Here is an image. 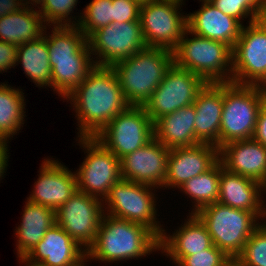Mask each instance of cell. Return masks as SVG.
Here are the masks:
<instances>
[{"instance_id": "6da1fadb", "label": "cell", "mask_w": 266, "mask_h": 266, "mask_svg": "<svg viewBox=\"0 0 266 266\" xmlns=\"http://www.w3.org/2000/svg\"><path fill=\"white\" fill-rule=\"evenodd\" d=\"M77 122V137H95L116 115L130 105L126 102L112 67L95 66L65 99Z\"/></svg>"}, {"instance_id": "7a4b0ae2", "label": "cell", "mask_w": 266, "mask_h": 266, "mask_svg": "<svg viewBox=\"0 0 266 266\" xmlns=\"http://www.w3.org/2000/svg\"><path fill=\"white\" fill-rule=\"evenodd\" d=\"M159 251L160 240L149 228L104 214L95 243L87 250V262L140 260Z\"/></svg>"}, {"instance_id": "3957f363", "label": "cell", "mask_w": 266, "mask_h": 266, "mask_svg": "<svg viewBox=\"0 0 266 266\" xmlns=\"http://www.w3.org/2000/svg\"><path fill=\"white\" fill-rule=\"evenodd\" d=\"M173 63V51L146 47L111 67L118 77L126 102L130 106H144Z\"/></svg>"}, {"instance_id": "277c9868", "label": "cell", "mask_w": 266, "mask_h": 266, "mask_svg": "<svg viewBox=\"0 0 266 266\" xmlns=\"http://www.w3.org/2000/svg\"><path fill=\"white\" fill-rule=\"evenodd\" d=\"M173 62L207 83L232 82V48L224 42L195 35L188 29L173 50Z\"/></svg>"}, {"instance_id": "5b68a950", "label": "cell", "mask_w": 266, "mask_h": 266, "mask_svg": "<svg viewBox=\"0 0 266 266\" xmlns=\"http://www.w3.org/2000/svg\"><path fill=\"white\" fill-rule=\"evenodd\" d=\"M265 101L263 86L224 83L219 149L233 141L253 138L257 116Z\"/></svg>"}, {"instance_id": "8992f818", "label": "cell", "mask_w": 266, "mask_h": 266, "mask_svg": "<svg viewBox=\"0 0 266 266\" xmlns=\"http://www.w3.org/2000/svg\"><path fill=\"white\" fill-rule=\"evenodd\" d=\"M195 215L206 226L213 245L224 251L233 261L242 252L252 233L263 223L254 212L218 202L202 207Z\"/></svg>"}, {"instance_id": "52a82bcc", "label": "cell", "mask_w": 266, "mask_h": 266, "mask_svg": "<svg viewBox=\"0 0 266 266\" xmlns=\"http://www.w3.org/2000/svg\"><path fill=\"white\" fill-rule=\"evenodd\" d=\"M156 189L159 190L151 185L121 179L103 200L104 214L144 225L160 239L165 226L157 218L160 215L157 214Z\"/></svg>"}, {"instance_id": "ba28073f", "label": "cell", "mask_w": 266, "mask_h": 266, "mask_svg": "<svg viewBox=\"0 0 266 266\" xmlns=\"http://www.w3.org/2000/svg\"><path fill=\"white\" fill-rule=\"evenodd\" d=\"M84 151L82 164L75 171L77 189L101 200L121 177L120 159L95 137H77Z\"/></svg>"}, {"instance_id": "9c48e42d", "label": "cell", "mask_w": 266, "mask_h": 266, "mask_svg": "<svg viewBox=\"0 0 266 266\" xmlns=\"http://www.w3.org/2000/svg\"><path fill=\"white\" fill-rule=\"evenodd\" d=\"M232 83L266 87V24L244 25L232 48Z\"/></svg>"}, {"instance_id": "30bf717a", "label": "cell", "mask_w": 266, "mask_h": 266, "mask_svg": "<svg viewBox=\"0 0 266 266\" xmlns=\"http://www.w3.org/2000/svg\"><path fill=\"white\" fill-rule=\"evenodd\" d=\"M95 138L121 159L154 138V123L143 106H129L116 115Z\"/></svg>"}, {"instance_id": "8fae6325", "label": "cell", "mask_w": 266, "mask_h": 266, "mask_svg": "<svg viewBox=\"0 0 266 266\" xmlns=\"http://www.w3.org/2000/svg\"><path fill=\"white\" fill-rule=\"evenodd\" d=\"M182 5L165 0L141 5L139 21L147 47L171 51L177 47L187 29V13H181Z\"/></svg>"}, {"instance_id": "7c38bea8", "label": "cell", "mask_w": 266, "mask_h": 266, "mask_svg": "<svg viewBox=\"0 0 266 266\" xmlns=\"http://www.w3.org/2000/svg\"><path fill=\"white\" fill-rule=\"evenodd\" d=\"M206 84L200 76L173 63L143 107L155 123L159 118L193 104Z\"/></svg>"}, {"instance_id": "4fadbf2b", "label": "cell", "mask_w": 266, "mask_h": 266, "mask_svg": "<svg viewBox=\"0 0 266 266\" xmlns=\"http://www.w3.org/2000/svg\"><path fill=\"white\" fill-rule=\"evenodd\" d=\"M96 66H109L133 56L147 46L140 21L112 22L87 38Z\"/></svg>"}, {"instance_id": "5bb4252c", "label": "cell", "mask_w": 266, "mask_h": 266, "mask_svg": "<svg viewBox=\"0 0 266 266\" xmlns=\"http://www.w3.org/2000/svg\"><path fill=\"white\" fill-rule=\"evenodd\" d=\"M103 215V200L78 189L55 211L56 224L86 251L95 243Z\"/></svg>"}, {"instance_id": "9a60e30c", "label": "cell", "mask_w": 266, "mask_h": 266, "mask_svg": "<svg viewBox=\"0 0 266 266\" xmlns=\"http://www.w3.org/2000/svg\"><path fill=\"white\" fill-rule=\"evenodd\" d=\"M53 157L43 159L27 200L56 211L77 190L75 172Z\"/></svg>"}, {"instance_id": "2e32d148", "label": "cell", "mask_w": 266, "mask_h": 266, "mask_svg": "<svg viewBox=\"0 0 266 266\" xmlns=\"http://www.w3.org/2000/svg\"><path fill=\"white\" fill-rule=\"evenodd\" d=\"M169 151L154 137L120 159L122 179L162 189L167 177Z\"/></svg>"}, {"instance_id": "e0dca14e", "label": "cell", "mask_w": 266, "mask_h": 266, "mask_svg": "<svg viewBox=\"0 0 266 266\" xmlns=\"http://www.w3.org/2000/svg\"><path fill=\"white\" fill-rule=\"evenodd\" d=\"M218 160L219 149L211 144L170 149L163 190H178L186 181L209 170Z\"/></svg>"}, {"instance_id": "ac0fdd59", "label": "cell", "mask_w": 266, "mask_h": 266, "mask_svg": "<svg viewBox=\"0 0 266 266\" xmlns=\"http://www.w3.org/2000/svg\"><path fill=\"white\" fill-rule=\"evenodd\" d=\"M25 258L43 266H85L87 251L61 226L54 224Z\"/></svg>"}, {"instance_id": "d6986e66", "label": "cell", "mask_w": 266, "mask_h": 266, "mask_svg": "<svg viewBox=\"0 0 266 266\" xmlns=\"http://www.w3.org/2000/svg\"><path fill=\"white\" fill-rule=\"evenodd\" d=\"M266 187L259 182L227 171L221 163L218 203L254 212L266 222ZM265 217V218H264Z\"/></svg>"}, {"instance_id": "ffe728a7", "label": "cell", "mask_w": 266, "mask_h": 266, "mask_svg": "<svg viewBox=\"0 0 266 266\" xmlns=\"http://www.w3.org/2000/svg\"><path fill=\"white\" fill-rule=\"evenodd\" d=\"M219 160L227 171L255 180L266 187V147L253 138L222 146L219 149Z\"/></svg>"}, {"instance_id": "44dd1931", "label": "cell", "mask_w": 266, "mask_h": 266, "mask_svg": "<svg viewBox=\"0 0 266 266\" xmlns=\"http://www.w3.org/2000/svg\"><path fill=\"white\" fill-rule=\"evenodd\" d=\"M186 216L183 225L178 226L172 234L164 230L159 239L160 252L172 261V265H177L185 256L213 246L212 238L202 221L195 214L188 213Z\"/></svg>"}, {"instance_id": "7402d4cb", "label": "cell", "mask_w": 266, "mask_h": 266, "mask_svg": "<svg viewBox=\"0 0 266 266\" xmlns=\"http://www.w3.org/2000/svg\"><path fill=\"white\" fill-rule=\"evenodd\" d=\"M224 83H207L194 101L196 139L219 149Z\"/></svg>"}, {"instance_id": "603a6c76", "label": "cell", "mask_w": 266, "mask_h": 266, "mask_svg": "<svg viewBox=\"0 0 266 266\" xmlns=\"http://www.w3.org/2000/svg\"><path fill=\"white\" fill-rule=\"evenodd\" d=\"M243 25L224 14L211 2L201 3L200 9L187 14V29L193 34L226 43L234 47Z\"/></svg>"}, {"instance_id": "cb8c5ba5", "label": "cell", "mask_w": 266, "mask_h": 266, "mask_svg": "<svg viewBox=\"0 0 266 266\" xmlns=\"http://www.w3.org/2000/svg\"><path fill=\"white\" fill-rule=\"evenodd\" d=\"M21 222L15 228L17 258L25 257L56 224L55 211L46 206L25 201Z\"/></svg>"}, {"instance_id": "d4e9b609", "label": "cell", "mask_w": 266, "mask_h": 266, "mask_svg": "<svg viewBox=\"0 0 266 266\" xmlns=\"http://www.w3.org/2000/svg\"><path fill=\"white\" fill-rule=\"evenodd\" d=\"M194 104L182 107L154 123V137L168 149L200 144L196 139Z\"/></svg>"}, {"instance_id": "484cf974", "label": "cell", "mask_w": 266, "mask_h": 266, "mask_svg": "<svg viewBox=\"0 0 266 266\" xmlns=\"http://www.w3.org/2000/svg\"><path fill=\"white\" fill-rule=\"evenodd\" d=\"M89 44L74 58L50 61L52 89L65 99L95 68Z\"/></svg>"}, {"instance_id": "4316f807", "label": "cell", "mask_w": 266, "mask_h": 266, "mask_svg": "<svg viewBox=\"0 0 266 266\" xmlns=\"http://www.w3.org/2000/svg\"><path fill=\"white\" fill-rule=\"evenodd\" d=\"M46 27L38 9L25 6L0 17V41L21 45L41 37Z\"/></svg>"}, {"instance_id": "83f0119b", "label": "cell", "mask_w": 266, "mask_h": 266, "mask_svg": "<svg viewBox=\"0 0 266 266\" xmlns=\"http://www.w3.org/2000/svg\"><path fill=\"white\" fill-rule=\"evenodd\" d=\"M46 38L18 45L16 65H21L25 76L39 88H52L51 67Z\"/></svg>"}, {"instance_id": "f1b7e54d", "label": "cell", "mask_w": 266, "mask_h": 266, "mask_svg": "<svg viewBox=\"0 0 266 266\" xmlns=\"http://www.w3.org/2000/svg\"><path fill=\"white\" fill-rule=\"evenodd\" d=\"M7 83H0V139L11 141L26 121V99L22 88Z\"/></svg>"}, {"instance_id": "f546056e", "label": "cell", "mask_w": 266, "mask_h": 266, "mask_svg": "<svg viewBox=\"0 0 266 266\" xmlns=\"http://www.w3.org/2000/svg\"><path fill=\"white\" fill-rule=\"evenodd\" d=\"M221 161L218 160L209 170L186 181L178 189L192 202L191 212L195 214L202 207L218 202Z\"/></svg>"}, {"instance_id": "4dcf8cb0", "label": "cell", "mask_w": 266, "mask_h": 266, "mask_svg": "<svg viewBox=\"0 0 266 266\" xmlns=\"http://www.w3.org/2000/svg\"><path fill=\"white\" fill-rule=\"evenodd\" d=\"M46 27L43 36L46 38L49 61L74 59L87 45V37L77 26ZM48 32V33H47Z\"/></svg>"}, {"instance_id": "1f68e13d", "label": "cell", "mask_w": 266, "mask_h": 266, "mask_svg": "<svg viewBox=\"0 0 266 266\" xmlns=\"http://www.w3.org/2000/svg\"><path fill=\"white\" fill-rule=\"evenodd\" d=\"M77 3L78 0H43L37 9L47 27L78 26L82 13L74 16Z\"/></svg>"}, {"instance_id": "d6a6232c", "label": "cell", "mask_w": 266, "mask_h": 266, "mask_svg": "<svg viewBox=\"0 0 266 266\" xmlns=\"http://www.w3.org/2000/svg\"><path fill=\"white\" fill-rule=\"evenodd\" d=\"M211 3L224 14L237 19L243 26L259 20L266 13V0H212ZM245 18V20H244Z\"/></svg>"}, {"instance_id": "836d02e7", "label": "cell", "mask_w": 266, "mask_h": 266, "mask_svg": "<svg viewBox=\"0 0 266 266\" xmlns=\"http://www.w3.org/2000/svg\"><path fill=\"white\" fill-rule=\"evenodd\" d=\"M85 6L77 27L88 38L95 30L112 23V0H91Z\"/></svg>"}, {"instance_id": "e575fe53", "label": "cell", "mask_w": 266, "mask_h": 266, "mask_svg": "<svg viewBox=\"0 0 266 266\" xmlns=\"http://www.w3.org/2000/svg\"><path fill=\"white\" fill-rule=\"evenodd\" d=\"M234 266H266V222H263L244 244Z\"/></svg>"}, {"instance_id": "d590c367", "label": "cell", "mask_w": 266, "mask_h": 266, "mask_svg": "<svg viewBox=\"0 0 266 266\" xmlns=\"http://www.w3.org/2000/svg\"><path fill=\"white\" fill-rule=\"evenodd\" d=\"M176 266H234V261L213 245L196 254L185 256Z\"/></svg>"}, {"instance_id": "8d00e7d4", "label": "cell", "mask_w": 266, "mask_h": 266, "mask_svg": "<svg viewBox=\"0 0 266 266\" xmlns=\"http://www.w3.org/2000/svg\"><path fill=\"white\" fill-rule=\"evenodd\" d=\"M140 7L135 0H112V22L139 21Z\"/></svg>"}, {"instance_id": "74e56055", "label": "cell", "mask_w": 266, "mask_h": 266, "mask_svg": "<svg viewBox=\"0 0 266 266\" xmlns=\"http://www.w3.org/2000/svg\"><path fill=\"white\" fill-rule=\"evenodd\" d=\"M18 45L0 41V74L17 66Z\"/></svg>"}, {"instance_id": "f35d334b", "label": "cell", "mask_w": 266, "mask_h": 266, "mask_svg": "<svg viewBox=\"0 0 266 266\" xmlns=\"http://www.w3.org/2000/svg\"><path fill=\"white\" fill-rule=\"evenodd\" d=\"M253 139L266 147V101L259 110Z\"/></svg>"}, {"instance_id": "ab89813d", "label": "cell", "mask_w": 266, "mask_h": 266, "mask_svg": "<svg viewBox=\"0 0 266 266\" xmlns=\"http://www.w3.org/2000/svg\"><path fill=\"white\" fill-rule=\"evenodd\" d=\"M24 7L23 0H0V17L20 11Z\"/></svg>"}, {"instance_id": "60d3db41", "label": "cell", "mask_w": 266, "mask_h": 266, "mask_svg": "<svg viewBox=\"0 0 266 266\" xmlns=\"http://www.w3.org/2000/svg\"><path fill=\"white\" fill-rule=\"evenodd\" d=\"M9 141L7 140H2L0 139V182L2 179H4V176L6 175L8 162H9V157L10 152H9Z\"/></svg>"}, {"instance_id": "b9f144b4", "label": "cell", "mask_w": 266, "mask_h": 266, "mask_svg": "<svg viewBox=\"0 0 266 266\" xmlns=\"http://www.w3.org/2000/svg\"><path fill=\"white\" fill-rule=\"evenodd\" d=\"M18 263L19 264H24L23 266H43L41 263H34L29 260H27L25 257H20L18 258Z\"/></svg>"}, {"instance_id": "7bdbcfd3", "label": "cell", "mask_w": 266, "mask_h": 266, "mask_svg": "<svg viewBox=\"0 0 266 266\" xmlns=\"http://www.w3.org/2000/svg\"><path fill=\"white\" fill-rule=\"evenodd\" d=\"M23 1H24L25 6H32L33 5V7L37 8V5L39 6L43 0H23Z\"/></svg>"}, {"instance_id": "ee69618b", "label": "cell", "mask_w": 266, "mask_h": 266, "mask_svg": "<svg viewBox=\"0 0 266 266\" xmlns=\"http://www.w3.org/2000/svg\"><path fill=\"white\" fill-rule=\"evenodd\" d=\"M140 6L157 0H135Z\"/></svg>"}, {"instance_id": "f6af8a7d", "label": "cell", "mask_w": 266, "mask_h": 266, "mask_svg": "<svg viewBox=\"0 0 266 266\" xmlns=\"http://www.w3.org/2000/svg\"><path fill=\"white\" fill-rule=\"evenodd\" d=\"M165 1H174V2L185 5V0H165Z\"/></svg>"}, {"instance_id": "bcb514c9", "label": "cell", "mask_w": 266, "mask_h": 266, "mask_svg": "<svg viewBox=\"0 0 266 266\" xmlns=\"http://www.w3.org/2000/svg\"><path fill=\"white\" fill-rule=\"evenodd\" d=\"M260 19L266 24V13Z\"/></svg>"}, {"instance_id": "7dc6e473", "label": "cell", "mask_w": 266, "mask_h": 266, "mask_svg": "<svg viewBox=\"0 0 266 266\" xmlns=\"http://www.w3.org/2000/svg\"><path fill=\"white\" fill-rule=\"evenodd\" d=\"M201 3L211 2L212 0H199Z\"/></svg>"}]
</instances>
